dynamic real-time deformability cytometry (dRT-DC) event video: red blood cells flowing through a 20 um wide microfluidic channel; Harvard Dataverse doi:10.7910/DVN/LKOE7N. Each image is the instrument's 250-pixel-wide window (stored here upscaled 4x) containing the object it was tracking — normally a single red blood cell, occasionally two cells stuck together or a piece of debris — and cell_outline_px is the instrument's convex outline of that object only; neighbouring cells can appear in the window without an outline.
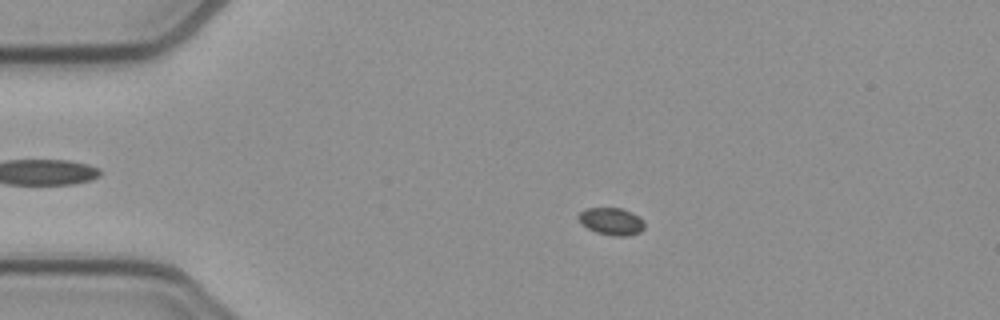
{"species": "common noctule bat (a hibernating species)", "species_latin": "Nyctalus noctula", "temperature_condition": "cold", "stored_images_in_passage": 45, "camera_frame_rate_fps": 3000, "um_per_image_px": 0.085, "animal": {"sex": "female", "body_mass_g": 21.9}, "frame": {"image": 1, "passage_image": 3, "time_ms": 0.667, "image_size_px": [1000, 320], "cell_outline_px": [[644, 228], [640, 232], [628, 236], [616, 236], [596, 232], [580, 224], [576, 216], [580, 212], [588, 208], [620, 208], [632, 212], [640, 216], [644, 220]], "centroid_in_image_um": [51.98, 18.81], "position_along_channel_um": 33.0, "area_um2": 10.64}}
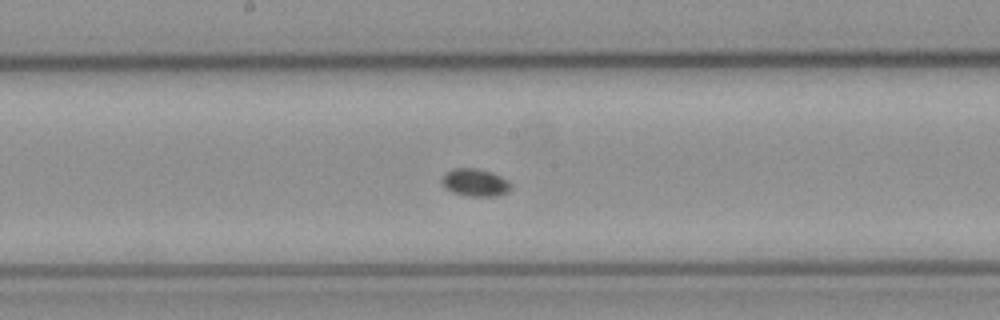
{"frame": {"image": 2, "passage_image": 20, "time_ms": 6.333, "image_size_px": [1000, 320], "cell_outline_px": [[512, 188], [508, 192], [496, 196], [472, 196], [452, 192], [444, 188], [440, 180], [444, 172], [452, 168], [476, 168], [492, 172], [500, 176], [512, 184]], "centroid_in_image_um": [40.35, 15.5], "position_along_channel_um": 207.8, "area_um2": 11.27}}
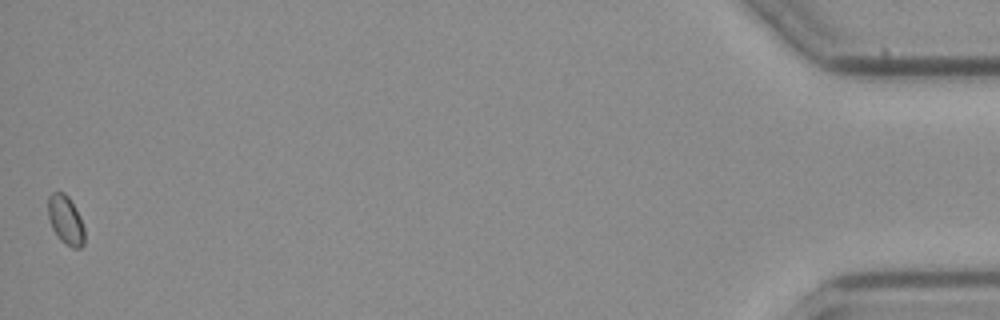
{"frame": {"image": 3, "passage_image": 45, "time_ms": 14.667, "image_size_px": [1000, 320], "cell_outline_px": [[84, 244], [80, 248], [72, 248], [64, 244], [56, 236], [52, 228], [48, 216], [48, 196], [52, 192], [64, 192], [68, 196], [80, 216], [84, 228]], "centroid_in_image_um": [5.57, 18.72], "position_along_channel_um": 429.6, "area_um2": 10.52}}